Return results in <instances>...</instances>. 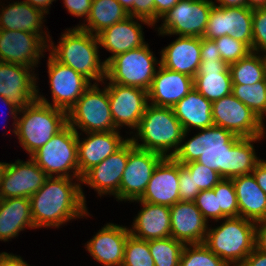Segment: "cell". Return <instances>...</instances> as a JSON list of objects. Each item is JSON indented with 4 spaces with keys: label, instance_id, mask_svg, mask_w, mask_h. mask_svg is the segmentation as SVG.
Segmentation results:
<instances>
[{
    "label": "cell",
    "instance_id": "f546056e",
    "mask_svg": "<svg viewBox=\"0 0 266 266\" xmlns=\"http://www.w3.org/2000/svg\"><path fill=\"white\" fill-rule=\"evenodd\" d=\"M173 110L184 132L190 131L192 127L201 130L214 126L212 102L207 100L195 88L177 102Z\"/></svg>",
    "mask_w": 266,
    "mask_h": 266
},
{
    "label": "cell",
    "instance_id": "b9f144b4",
    "mask_svg": "<svg viewBox=\"0 0 266 266\" xmlns=\"http://www.w3.org/2000/svg\"><path fill=\"white\" fill-rule=\"evenodd\" d=\"M253 40L252 51H262L266 55V7L254 8L252 13Z\"/></svg>",
    "mask_w": 266,
    "mask_h": 266
},
{
    "label": "cell",
    "instance_id": "d6986e66",
    "mask_svg": "<svg viewBox=\"0 0 266 266\" xmlns=\"http://www.w3.org/2000/svg\"><path fill=\"white\" fill-rule=\"evenodd\" d=\"M171 207L180 201L179 162L164 157L155 167L143 195L137 199Z\"/></svg>",
    "mask_w": 266,
    "mask_h": 266
},
{
    "label": "cell",
    "instance_id": "9c48e42d",
    "mask_svg": "<svg viewBox=\"0 0 266 266\" xmlns=\"http://www.w3.org/2000/svg\"><path fill=\"white\" fill-rule=\"evenodd\" d=\"M67 120L76 132L77 128L85 133L118 130L112 120L107 88L101 91L96 82L86 89L67 112Z\"/></svg>",
    "mask_w": 266,
    "mask_h": 266
},
{
    "label": "cell",
    "instance_id": "816d5d0a",
    "mask_svg": "<svg viewBox=\"0 0 266 266\" xmlns=\"http://www.w3.org/2000/svg\"><path fill=\"white\" fill-rule=\"evenodd\" d=\"M252 174L258 186L266 194V161L261 159L256 164L254 170L252 171Z\"/></svg>",
    "mask_w": 266,
    "mask_h": 266
},
{
    "label": "cell",
    "instance_id": "277c9868",
    "mask_svg": "<svg viewBox=\"0 0 266 266\" xmlns=\"http://www.w3.org/2000/svg\"><path fill=\"white\" fill-rule=\"evenodd\" d=\"M136 130L137 139L130 137L133 144L138 148L159 153L163 157H172L187 136L173 108L151 104L147 105ZM138 138L142 144L137 142ZM171 148H174L173 151L167 154Z\"/></svg>",
    "mask_w": 266,
    "mask_h": 266
},
{
    "label": "cell",
    "instance_id": "8992f818",
    "mask_svg": "<svg viewBox=\"0 0 266 266\" xmlns=\"http://www.w3.org/2000/svg\"><path fill=\"white\" fill-rule=\"evenodd\" d=\"M255 224L240 216L224 218L219 227L208 229L203 244L229 266H240L255 248Z\"/></svg>",
    "mask_w": 266,
    "mask_h": 266
},
{
    "label": "cell",
    "instance_id": "484cf974",
    "mask_svg": "<svg viewBox=\"0 0 266 266\" xmlns=\"http://www.w3.org/2000/svg\"><path fill=\"white\" fill-rule=\"evenodd\" d=\"M160 59L163 67L194 78L201 63V38L179 36L161 51Z\"/></svg>",
    "mask_w": 266,
    "mask_h": 266
},
{
    "label": "cell",
    "instance_id": "f6af8a7d",
    "mask_svg": "<svg viewBox=\"0 0 266 266\" xmlns=\"http://www.w3.org/2000/svg\"><path fill=\"white\" fill-rule=\"evenodd\" d=\"M133 17L145 19L154 26V0H135L133 3Z\"/></svg>",
    "mask_w": 266,
    "mask_h": 266
},
{
    "label": "cell",
    "instance_id": "7c38bea8",
    "mask_svg": "<svg viewBox=\"0 0 266 266\" xmlns=\"http://www.w3.org/2000/svg\"><path fill=\"white\" fill-rule=\"evenodd\" d=\"M48 57L47 66L53 104L39 94H37V100L68 112L91 85V82L71 67L55 60L51 55Z\"/></svg>",
    "mask_w": 266,
    "mask_h": 266
},
{
    "label": "cell",
    "instance_id": "3957f363",
    "mask_svg": "<svg viewBox=\"0 0 266 266\" xmlns=\"http://www.w3.org/2000/svg\"><path fill=\"white\" fill-rule=\"evenodd\" d=\"M61 36L59 45L53 46V42H49V51L52 49L49 54L89 81L92 79L99 83L103 82L106 79V63L100 62L99 59L98 36L81 29L79 25Z\"/></svg>",
    "mask_w": 266,
    "mask_h": 266
},
{
    "label": "cell",
    "instance_id": "f5cc1de1",
    "mask_svg": "<svg viewBox=\"0 0 266 266\" xmlns=\"http://www.w3.org/2000/svg\"><path fill=\"white\" fill-rule=\"evenodd\" d=\"M0 266H30L20 256L9 254L6 252L0 253Z\"/></svg>",
    "mask_w": 266,
    "mask_h": 266
},
{
    "label": "cell",
    "instance_id": "52a82bcc",
    "mask_svg": "<svg viewBox=\"0 0 266 266\" xmlns=\"http://www.w3.org/2000/svg\"><path fill=\"white\" fill-rule=\"evenodd\" d=\"M76 132L69 124L55 134L30 157L48 177H69L80 180ZM70 170L73 174L70 175ZM74 175V176H73Z\"/></svg>",
    "mask_w": 266,
    "mask_h": 266
},
{
    "label": "cell",
    "instance_id": "1f68e13d",
    "mask_svg": "<svg viewBox=\"0 0 266 266\" xmlns=\"http://www.w3.org/2000/svg\"><path fill=\"white\" fill-rule=\"evenodd\" d=\"M44 12L33 8L27 2L20 1L9 4L0 14V29L26 31L34 34H43L42 24ZM41 28V31H40Z\"/></svg>",
    "mask_w": 266,
    "mask_h": 266
},
{
    "label": "cell",
    "instance_id": "4316f807",
    "mask_svg": "<svg viewBox=\"0 0 266 266\" xmlns=\"http://www.w3.org/2000/svg\"><path fill=\"white\" fill-rule=\"evenodd\" d=\"M194 88L210 102L232 94L229 65L221 60H201Z\"/></svg>",
    "mask_w": 266,
    "mask_h": 266
},
{
    "label": "cell",
    "instance_id": "bcb514c9",
    "mask_svg": "<svg viewBox=\"0 0 266 266\" xmlns=\"http://www.w3.org/2000/svg\"><path fill=\"white\" fill-rule=\"evenodd\" d=\"M64 5L71 15L88 18L91 11L92 0H63Z\"/></svg>",
    "mask_w": 266,
    "mask_h": 266
},
{
    "label": "cell",
    "instance_id": "ee69618b",
    "mask_svg": "<svg viewBox=\"0 0 266 266\" xmlns=\"http://www.w3.org/2000/svg\"><path fill=\"white\" fill-rule=\"evenodd\" d=\"M200 191L199 188H195L193 176H191L189 170L183 164L179 163L180 201L194 202Z\"/></svg>",
    "mask_w": 266,
    "mask_h": 266
},
{
    "label": "cell",
    "instance_id": "680465c9",
    "mask_svg": "<svg viewBox=\"0 0 266 266\" xmlns=\"http://www.w3.org/2000/svg\"><path fill=\"white\" fill-rule=\"evenodd\" d=\"M246 7L252 9L266 7V0H246Z\"/></svg>",
    "mask_w": 266,
    "mask_h": 266
},
{
    "label": "cell",
    "instance_id": "f35d334b",
    "mask_svg": "<svg viewBox=\"0 0 266 266\" xmlns=\"http://www.w3.org/2000/svg\"><path fill=\"white\" fill-rule=\"evenodd\" d=\"M122 266H155L148 241L138 239L130 234L125 244Z\"/></svg>",
    "mask_w": 266,
    "mask_h": 266
},
{
    "label": "cell",
    "instance_id": "11a10c76",
    "mask_svg": "<svg viewBox=\"0 0 266 266\" xmlns=\"http://www.w3.org/2000/svg\"><path fill=\"white\" fill-rule=\"evenodd\" d=\"M54 0H24L33 8L39 9L44 13H48V7L52 4Z\"/></svg>",
    "mask_w": 266,
    "mask_h": 266
},
{
    "label": "cell",
    "instance_id": "7dc6e473",
    "mask_svg": "<svg viewBox=\"0 0 266 266\" xmlns=\"http://www.w3.org/2000/svg\"><path fill=\"white\" fill-rule=\"evenodd\" d=\"M201 60H221L219 47L213 39L201 37Z\"/></svg>",
    "mask_w": 266,
    "mask_h": 266
},
{
    "label": "cell",
    "instance_id": "7bdbcfd3",
    "mask_svg": "<svg viewBox=\"0 0 266 266\" xmlns=\"http://www.w3.org/2000/svg\"><path fill=\"white\" fill-rule=\"evenodd\" d=\"M194 203L206 221L209 218L218 221V194L213 189L201 190Z\"/></svg>",
    "mask_w": 266,
    "mask_h": 266
},
{
    "label": "cell",
    "instance_id": "83f0119b",
    "mask_svg": "<svg viewBox=\"0 0 266 266\" xmlns=\"http://www.w3.org/2000/svg\"><path fill=\"white\" fill-rule=\"evenodd\" d=\"M134 201L140 202L143 208L134 219L132 229H129L132 236L146 241L171 236L170 207Z\"/></svg>",
    "mask_w": 266,
    "mask_h": 266
},
{
    "label": "cell",
    "instance_id": "e0dca14e",
    "mask_svg": "<svg viewBox=\"0 0 266 266\" xmlns=\"http://www.w3.org/2000/svg\"><path fill=\"white\" fill-rule=\"evenodd\" d=\"M107 91L110 111L116 129L123 125L137 129L148 105V91L109 81Z\"/></svg>",
    "mask_w": 266,
    "mask_h": 266
},
{
    "label": "cell",
    "instance_id": "6f0895ef",
    "mask_svg": "<svg viewBox=\"0 0 266 266\" xmlns=\"http://www.w3.org/2000/svg\"><path fill=\"white\" fill-rule=\"evenodd\" d=\"M129 16L133 17V3L135 0H117Z\"/></svg>",
    "mask_w": 266,
    "mask_h": 266
},
{
    "label": "cell",
    "instance_id": "681fc988",
    "mask_svg": "<svg viewBox=\"0 0 266 266\" xmlns=\"http://www.w3.org/2000/svg\"><path fill=\"white\" fill-rule=\"evenodd\" d=\"M179 0H154V24L173 8Z\"/></svg>",
    "mask_w": 266,
    "mask_h": 266
},
{
    "label": "cell",
    "instance_id": "cb8c5ba5",
    "mask_svg": "<svg viewBox=\"0 0 266 266\" xmlns=\"http://www.w3.org/2000/svg\"><path fill=\"white\" fill-rule=\"evenodd\" d=\"M134 19H138L143 24L149 26L153 25L145 19L128 16L124 20L104 29L97 35L101 47L103 46L107 51L112 53L104 61L106 64L118 54L146 45L142 33V25Z\"/></svg>",
    "mask_w": 266,
    "mask_h": 266
},
{
    "label": "cell",
    "instance_id": "4dcf8cb0",
    "mask_svg": "<svg viewBox=\"0 0 266 266\" xmlns=\"http://www.w3.org/2000/svg\"><path fill=\"white\" fill-rule=\"evenodd\" d=\"M35 228L30 198L15 197L0 199V241L16 237L20 231Z\"/></svg>",
    "mask_w": 266,
    "mask_h": 266
},
{
    "label": "cell",
    "instance_id": "ffe728a7",
    "mask_svg": "<svg viewBox=\"0 0 266 266\" xmlns=\"http://www.w3.org/2000/svg\"><path fill=\"white\" fill-rule=\"evenodd\" d=\"M31 69V70H30ZM27 66L0 62V95L20 108L37 100L36 76Z\"/></svg>",
    "mask_w": 266,
    "mask_h": 266
},
{
    "label": "cell",
    "instance_id": "2e32d148",
    "mask_svg": "<svg viewBox=\"0 0 266 266\" xmlns=\"http://www.w3.org/2000/svg\"><path fill=\"white\" fill-rule=\"evenodd\" d=\"M49 41L41 34L0 29V62L34 69Z\"/></svg>",
    "mask_w": 266,
    "mask_h": 266
},
{
    "label": "cell",
    "instance_id": "60d3db41",
    "mask_svg": "<svg viewBox=\"0 0 266 266\" xmlns=\"http://www.w3.org/2000/svg\"><path fill=\"white\" fill-rule=\"evenodd\" d=\"M193 176L195 188L200 190L213 189L223 178L218 172L200 164L196 161H191L183 164Z\"/></svg>",
    "mask_w": 266,
    "mask_h": 266
},
{
    "label": "cell",
    "instance_id": "5bb4252c",
    "mask_svg": "<svg viewBox=\"0 0 266 266\" xmlns=\"http://www.w3.org/2000/svg\"><path fill=\"white\" fill-rule=\"evenodd\" d=\"M163 158L159 153L136 147L129 138V157L120 182L119 200L134 202L139 199Z\"/></svg>",
    "mask_w": 266,
    "mask_h": 266
},
{
    "label": "cell",
    "instance_id": "db71d44e",
    "mask_svg": "<svg viewBox=\"0 0 266 266\" xmlns=\"http://www.w3.org/2000/svg\"><path fill=\"white\" fill-rule=\"evenodd\" d=\"M0 99L2 100L1 103H4L6 106H8V108L10 109V113L14 119V123L13 125H15L13 132L14 134H16V124H17V114L19 113L20 107L18 105H16L15 103H13L12 101L8 100L7 98H5L4 96L0 95ZM14 115V116H13Z\"/></svg>",
    "mask_w": 266,
    "mask_h": 266
},
{
    "label": "cell",
    "instance_id": "9f6ffc18",
    "mask_svg": "<svg viewBox=\"0 0 266 266\" xmlns=\"http://www.w3.org/2000/svg\"><path fill=\"white\" fill-rule=\"evenodd\" d=\"M219 2L218 7H246V0H216Z\"/></svg>",
    "mask_w": 266,
    "mask_h": 266
},
{
    "label": "cell",
    "instance_id": "d590c367",
    "mask_svg": "<svg viewBox=\"0 0 266 266\" xmlns=\"http://www.w3.org/2000/svg\"><path fill=\"white\" fill-rule=\"evenodd\" d=\"M232 95L263 121L266 114V80L254 85H232Z\"/></svg>",
    "mask_w": 266,
    "mask_h": 266
},
{
    "label": "cell",
    "instance_id": "603a6c76",
    "mask_svg": "<svg viewBox=\"0 0 266 266\" xmlns=\"http://www.w3.org/2000/svg\"><path fill=\"white\" fill-rule=\"evenodd\" d=\"M148 90L149 103L158 107H171L194 89V78L159 65Z\"/></svg>",
    "mask_w": 266,
    "mask_h": 266
},
{
    "label": "cell",
    "instance_id": "f1b7e54d",
    "mask_svg": "<svg viewBox=\"0 0 266 266\" xmlns=\"http://www.w3.org/2000/svg\"><path fill=\"white\" fill-rule=\"evenodd\" d=\"M239 216L252 222L266 220V194L258 186L252 173L232 178Z\"/></svg>",
    "mask_w": 266,
    "mask_h": 266
},
{
    "label": "cell",
    "instance_id": "74e56055",
    "mask_svg": "<svg viewBox=\"0 0 266 266\" xmlns=\"http://www.w3.org/2000/svg\"><path fill=\"white\" fill-rule=\"evenodd\" d=\"M213 190L218 194V220L238 217L239 207L232 179H222Z\"/></svg>",
    "mask_w": 266,
    "mask_h": 266
},
{
    "label": "cell",
    "instance_id": "7a4b0ae2",
    "mask_svg": "<svg viewBox=\"0 0 266 266\" xmlns=\"http://www.w3.org/2000/svg\"><path fill=\"white\" fill-rule=\"evenodd\" d=\"M71 179L74 178L48 177L30 197L35 228H58L71 219L88 215L81 184L72 183Z\"/></svg>",
    "mask_w": 266,
    "mask_h": 266
},
{
    "label": "cell",
    "instance_id": "c3c4849f",
    "mask_svg": "<svg viewBox=\"0 0 266 266\" xmlns=\"http://www.w3.org/2000/svg\"><path fill=\"white\" fill-rule=\"evenodd\" d=\"M255 248L266 253V220L255 224Z\"/></svg>",
    "mask_w": 266,
    "mask_h": 266
},
{
    "label": "cell",
    "instance_id": "8fae6325",
    "mask_svg": "<svg viewBox=\"0 0 266 266\" xmlns=\"http://www.w3.org/2000/svg\"><path fill=\"white\" fill-rule=\"evenodd\" d=\"M214 126L239 137H264L263 121L232 94L212 102Z\"/></svg>",
    "mask_w": 266,
    "mask_h": 266
},
{
    "label": "cell",
    "instance_id": "ab89813d",
    "mask_svg": "<svg viewBox=\"0 0 266 266\" xmlns=\"http://www.w3.org/2000/svg\"><path fill=\"white\" fill-rule=\"evenodd\" d=\"M213 40L219 47L221 59L228 65L239 61L252 51L246 43L235 40L228 35L221 36Z\"/></svg>",
    "mask_w": 266,
    "mask_h": 266
},
{
    "label": "cell",
    "instance_id": "30bf717a",
    "mask_svg": "<svg viewBox=\"0 0 266 266\" xmlns=\"http://www.w3.org/2000/svg\"><path fill=\"white\" fill-rule=\"evenodd\" d=\"M213 5L212 0H179L161 17L159 35L203 37Z\"/></svg>",
    "mask_w": 266,
    "mask_h": 266
},
{
    "label": "cell",
    "instance_id": "6da1fadb",
    "mask_svg": "<svg viewBox=\"0 0 266 266\" xmlns=\"http://www.w3.org/2000/svg\"><path fill=\"white\" fill-rule=\"evenodd\" d=\"M262 137H239L222 127L212 126L179 146L172 158L185 164L196 161L216 171L223 179L250 174L261 160L252 142Z\"/></svg>",
    "mask_w": 266,
    "mask_h": 266
},
{
    "label": "cell",
    "instance_id": "ac0fdd59",
    "mask_svg": "<svg viewBox=\"0 0 266 266\" xmlns=\"http://www.w3.org/2000/svg\"><path fill=\"white\" fill-rule=\"evenodd\" d=\"M129 157V139L115 153L104 159L98 165L89 169L82 177L81 183L95 189L99 196L115 195L119 201V188L123 172Z\"/></svg>",
    "mask_w": 266,
    "mask_h": 266
},
{
    "label": "cell",
    "instance_id": "8d00e7d4",
    "mask_svg": "<svg viewBox=\"0 0 266 266\" xmlns=\"http://www.w3.org/2000/svg\"><path fill=\"white\" fill-rule=\"evenodd\" d=\"M189 246V247H188ZM179 266H229L216 256L203 243L185 244L180 256Z\"/></svg>",
    "mask_w": 266,
    "mask_h": 266
},
{
    "label": "cell",
    "instance_id": "f907efd6",
    "mask_svg": "<svg viewBox=\"0 0 266 266\" xmlns=\"http://www.w3.org/2000/svg\"><path fill=\"white\" fill-rule=\"evenodd\" d=\"M240 266H266V253L254 248Z\"/></svg>",
    "mask_w": 266,
    "mask_h": 266
},
{
    "label": "cell",
    "instance_id": "d6a6232c",
    "mask_svg": "<svg viewBox=\"0 0 266 266\" xmlns=\"http://www.w3.org/2000/svg\"><path fill=\"white\" fill-rule=\"evenodd\" d=\"M129 15L117 0H92L91 11L86 19L88 24L79 27L93 35L124 20Z\"/></svg>",
    "mask_w": 266,
    "mask_h": 266
},
{
    "label": "cell",
    "instance_id": "91938a15",
    "mask_svg": "<svg viewBox=\"0 0 266 266\" xmlns=\"http://www.w3.org/2000/svg\"><path fill=\"white\" fill-rule=\"evenodd\" d=\"M264 62H265V80H266V55H264Z\"/></svg>",
    "mask_w": 266,
    "mask_h": 266
},
{
    "label": "cell",
    "instance_id": "4fadbf2b",
    "mask_svg": "<svg viewBox=\"0 0 266 266\" xmlns=\"http://www.w3.org/2000/svg\"><path fill=\"white\" fill-rule=\"evenodd\" d=\"M252 13L253 9L249 7H218L214 3L203 38L215 39L228 35L246 43L252 50Z\"/></svg>",
    "mask_w": 266,
    "mask_h": 266
},
{
    "label": "cell",
    "instance_id": "d4e9b609",
    "mask_svg": "<svg viewBox=\"0 0 266 266\" xmlns=\"http://www.w3.org/2000/svg\"><path fill=\"white\" fill-rule=\"evenodd\" d=\"M171 237L184 244L204 243L208 223L194 202L178 201L170 207Z\"/></svg>",
    "mask_w": 266,
    "mask_h": 266
},
{
    "label": "cell",
    "instance_id": "9a60e30c",
    "mask_svg": "<svg viewBox=\"0 0 266 266\" xmlns=\"http://www.w3.org/2000/svg\"><path fill=\"white\" fill-rule=\"evenodd\" d=\"M48 178L46 173L30 157L26 162H2L0 170V199L30 198Z\"/></svg>",
    "mask_w": 266,
    "mask_h": 266
},
{
    "label": "cell",
    "instance_id": "5b68a950",
    "mask_svg": "<svg viewBox=\"0 0 266 266\" xmlns=\"http://www.w3.org/2000/svg\"><path fill=\"white\" fill-rule=\"evenodd\" d=\"M21 112L23 115L17 118L15 135L30 156L68 124L67 112L39 100L20 108Z\"/></svg>",
    "mask_w": 266,
    "mask_h": 266
},
{
    "label": "cell",
    "instance_id": "ba28073f",
    "mask_svg": "<svg viewBox=\"0 0 266 266\" xmlns=\"http://www.w3.org/2000/svg\"><path fill=\"white\" fill-rule=\"evenodd\" d=\"M156 58L148 44L121 53L106 64V79L111 83L148 91L156 74Z\"/></svg>",
    "mask_w": 266,
    "mask_h": 266
},
{
    "label": "cell",
    "instance_id": "44dd1931",
    "mask_svg": "<svg viewBox=\"0 0 266 266\" xmlns=\"http://www.w3.org/2000/svg\"><path fill=\"white\" fill-rule=\"evenodd\" d=\"M88 134V135H87ZM87 138L77 139L78 167L81 177L111 154L119 150L127 141L122 139L118 130L107 132H89Z\"/></svg>",
    "mask_w": 266,
    "mask_h": 266
},
{
    "label": "cell",
    "instance_id": "e575fe53",
    "mask_svg": "<svg viewBox=\"0 0 266 266\" xmlns=\"http://www.w3.org/2000/svg\"><path fill=\"white\" fill-rule=\"evenodd\" d=\"M148 245L155 266L180 265V256L185 245L183 242L170 236L149 240Z\"/></svg>",
    "mask_w": 266,
    "mask_h": 266
},
{
    "label": "cell",
    "instance_id": "7402d4cb",
    "mask_svg": "<svg viewBox=\"0 0 266 266\" xmlns=\"http://www.w3.org/2000/svg\"><path fill=\"white\" fill-rule=\"evenodd\" d=\"M130 235L129 228L117 224H106L87 241L86 248L91 256L104 266H122L125 244Z\"/></svg>",
    "mask_w": 266,
    "mask_h": 266
},
{
    "label": "cell",
    "instance_id": "836d02e7",
    "mask_svg": "<svg viewBox=\"0 0 266 266\" xmlns=\"http://www.w3.org/2000/svg\"><path fill=\"white\" fill-rule=\"evenodd\" d=\"M257 54L251 51L247 56L229 65L232 85H254L265 80L264 53L262 56Z\"/></svg>",
    "mask_w": 266,
    "mask_h": 266
}]
</instances>
